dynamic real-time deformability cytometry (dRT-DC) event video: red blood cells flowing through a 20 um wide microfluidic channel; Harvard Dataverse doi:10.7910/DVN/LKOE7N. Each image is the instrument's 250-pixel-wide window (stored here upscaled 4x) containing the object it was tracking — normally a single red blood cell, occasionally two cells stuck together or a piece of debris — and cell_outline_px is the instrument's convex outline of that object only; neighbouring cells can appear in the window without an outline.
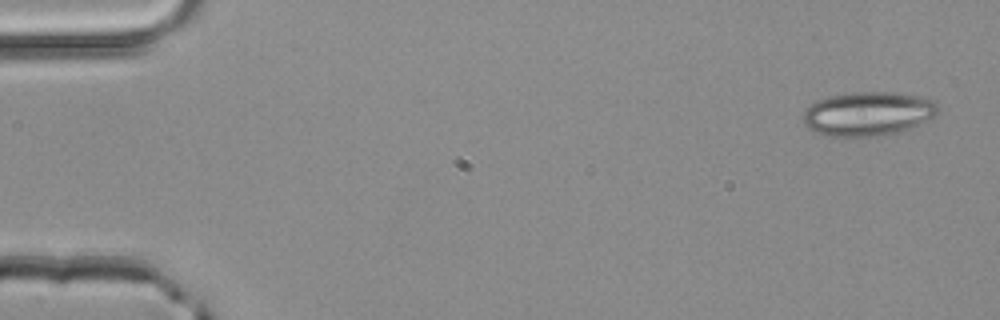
{"species": "common noctule bat (a hibernating species)", "species_latin": "Nyctalus noctula", "temperature_condition": "room temperature", "stored_images_in_passage": 2, "camera_frame_rate_fps": 3000, "um_per_image_px": 0.085, "animal": {"sex": "male", "body_mass_g": 20.4}, "frame": {"image": 1, "passage_image": 1, "time_ms": 0.0, "image_size_px": [1000, 320], "cell_outline_px": [[940, 112], [936, 116], [912, 128], [884, 136], [832, 136], [808, 128], [804, 124], [800, 116], [816, 100], [828, 96], [852, 92], [892, 92], [920, 96], [936, 100], [940, 108]], "centroid_in_image_um": [73.84, 9.66], "position_along_channel_um": 11.2, "area_um2": 35.03}}